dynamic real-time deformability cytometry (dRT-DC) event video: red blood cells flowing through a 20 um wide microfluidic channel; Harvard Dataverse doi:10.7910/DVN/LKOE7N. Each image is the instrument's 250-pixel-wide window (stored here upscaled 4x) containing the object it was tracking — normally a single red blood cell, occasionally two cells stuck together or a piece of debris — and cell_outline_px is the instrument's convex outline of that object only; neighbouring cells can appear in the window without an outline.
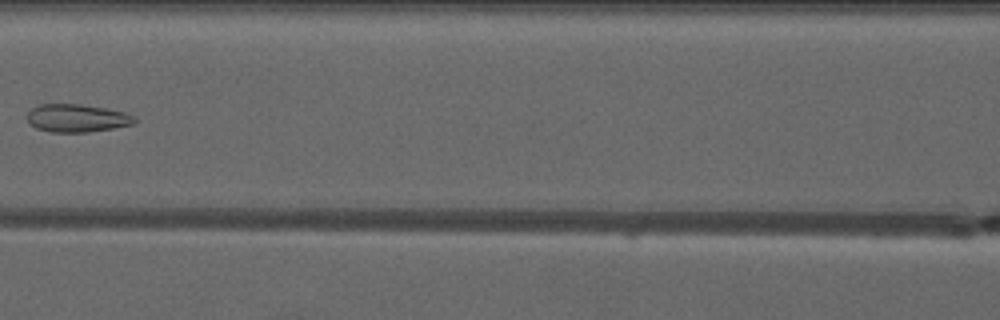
{"species": "common noctule bat (a hibernating species)", "species_latin": "Nyctalus noctula", "temperature_condition": "warm", "stored_images_in_passage": 8, "camera_frame_rate_fps": 3000, "um_per_image_px": 0.085, "animal": {"sex": "male", "forearm_length_mm": 52.5}, "frame": {"image": 1, "passage_image": 8, "time_ms": 9.333, "image_size_px": [1000, 320], "cell_outline_px": [[136, 124], [88, 132], [52, 132], [36, 128], [28, 120], [28, 112], [32, 108], [40, 104], [80, 104], [104, 108], [124, 112], [132, 116], [136, 120]], "centroid_in_image_um": [6.54, 10.04], "position_along_channel_um": 160.1, "area_um2": 17.28}}